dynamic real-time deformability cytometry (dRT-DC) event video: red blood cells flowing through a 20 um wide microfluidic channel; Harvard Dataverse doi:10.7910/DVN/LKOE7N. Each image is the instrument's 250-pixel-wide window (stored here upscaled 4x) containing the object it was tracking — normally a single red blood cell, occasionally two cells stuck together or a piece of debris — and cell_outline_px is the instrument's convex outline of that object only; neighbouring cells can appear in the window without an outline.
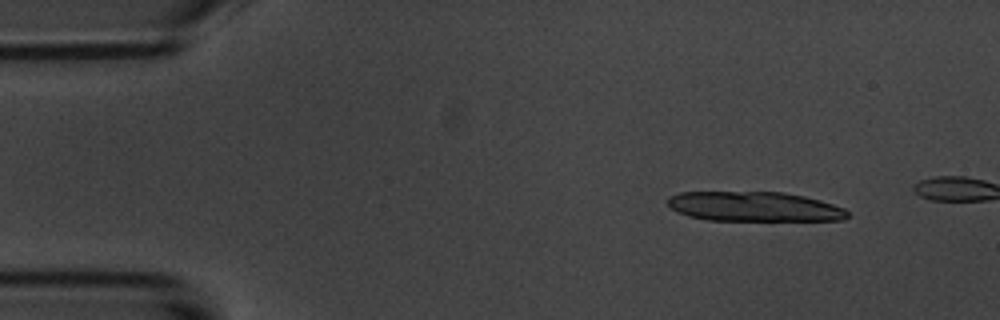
{"species": "common noctule bat (a hibernating species)", "species_latin": "Nyctalus noctula", "temperature_condition": "room temperature", "stored_images_in_passage": 3, "camera_frame_rate_fps": 3000, "um_per_image_px": 0.085, "animal": {"sex": "male", "body_mass_g": 20.1, "forearm_length_mm": 53.5}, "frame": {"image": 1, "passage_image": 1, "time_ms": 0.0, "image_size_px": [1000, 320], "cell_outline_px": [[848, 216], [844, 220], [708, 220], [688, 216], [676, 212], [668, 204], [668, 196], [680, 192], [784, 192], [804, 196], [820, 200], [844, 208], [848, 212]], "centroid_in_image_um": [64.09, 17.56], "position_along_channel_um": 20.9, "area_um2": 31.1}}